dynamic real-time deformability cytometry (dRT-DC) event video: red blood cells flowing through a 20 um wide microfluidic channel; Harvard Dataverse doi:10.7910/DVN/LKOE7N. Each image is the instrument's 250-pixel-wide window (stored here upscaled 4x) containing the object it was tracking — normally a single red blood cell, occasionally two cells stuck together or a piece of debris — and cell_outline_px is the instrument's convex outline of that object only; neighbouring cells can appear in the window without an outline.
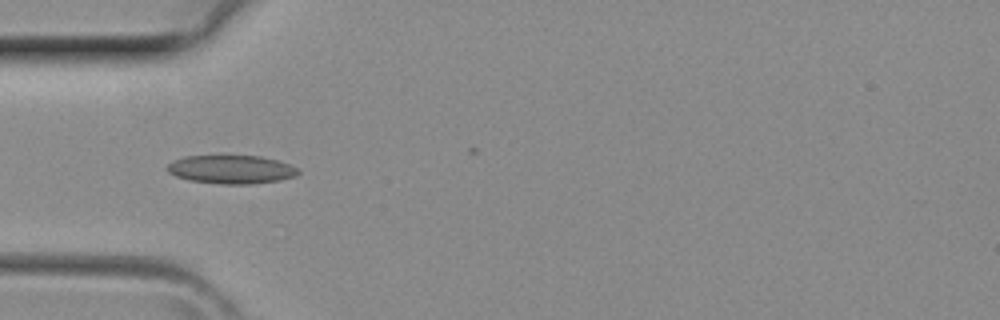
{"species": "common noctule bat (a hibernating species)", "species_latin": "Nyctalus noctula", "temperature_condition": "room temperature", "stored_images_in_passage": 3, "camera_frame_rate_fps": 3000, "um_per_image_px": 0.085, "animal": {"sex": "female", "body_mass_g": 29.2, "forearm_length_mm": 56.3}, "frame": {"image": 1, "passage_image": 2, "time_ms": 0.333, "image_size_px": [1000, 320], "cell_outline_px": [[300, 172], [296, 176], [280, 180], [248, 184], [220, 184], [188, 180], [176, 176], [168, 172], [164, 168], [172, 160], [184, 156], [220, 152], [224, 152], [260, 156], [276, 160], [288, 164], [296, 168]], "centroid_in_image_um": [19.57, 14.34], "position_along_channel_um": 65.4, "area_um2": 22.89}}